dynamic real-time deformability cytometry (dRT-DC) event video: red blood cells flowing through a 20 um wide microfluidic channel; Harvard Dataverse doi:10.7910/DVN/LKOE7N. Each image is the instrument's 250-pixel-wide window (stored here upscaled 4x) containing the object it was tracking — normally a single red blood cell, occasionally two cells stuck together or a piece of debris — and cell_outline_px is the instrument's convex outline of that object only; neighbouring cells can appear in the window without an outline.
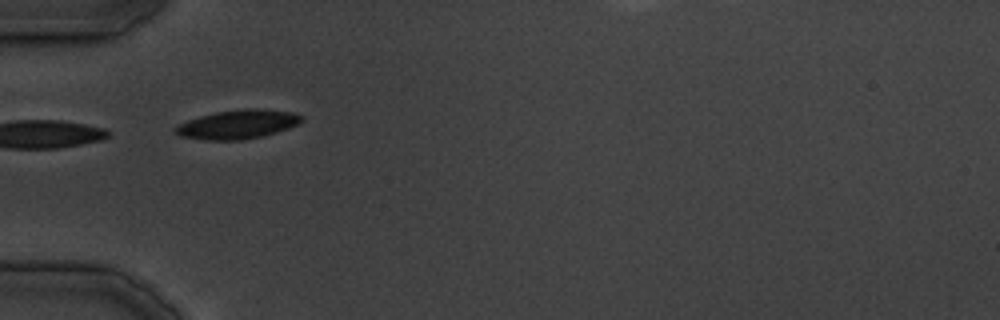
{"species": "common noctule bat (a hibernating species)", "species_latin": "Nyctalus noctula", "temperature_condition": "cold", "stored_images_in_passage": 17, "camera_frame_rate_fps": 3000, "um_per_image_px": 0.085, "animal": {"sex": "male", "body_mass_g": 19.5, "forearm_length_mm": 54.6}, "frame": {"image": 1, "passage_image": 1, "time_ms": 0.0, "image_size_px": [1000, 320], "cell_outline_px": [[304, 120], [300, 124], [276, 132], [260, 136], [240, 140], [204, 140], [180, 136], [172, 128], [188, 120], [200, 116], [216, 112], [244, 108], [260, 108], [292, 112], [304, 116]], "centroid_in_image_um": [20.24, 10.56], "position_along_channel_um": 64.8, "area_um2": 21.33}}
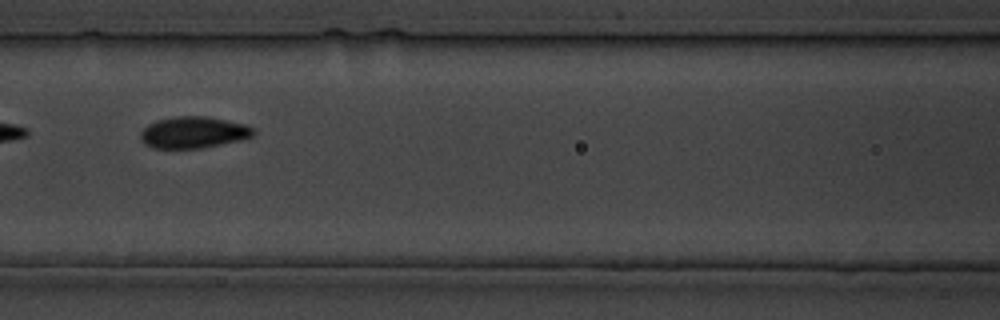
{"frame": {"image": 2, "passage_image": 6, "time_ms": 6.0, "image_size_px": [1000, 320], "cell_outline_px": [[256, 132], [252, 136], [244, 140], [204, 148], [152, 148], [144, 144], [140, 140], [140, 132], [148, 124], [156, 120], [176, 116], [204, 116], [244, 124], [252, 128]], "centroid_in_image_um": [16.43, 11.27], "position_along_channel_um": 150.2, "area_um2": 20.92}}
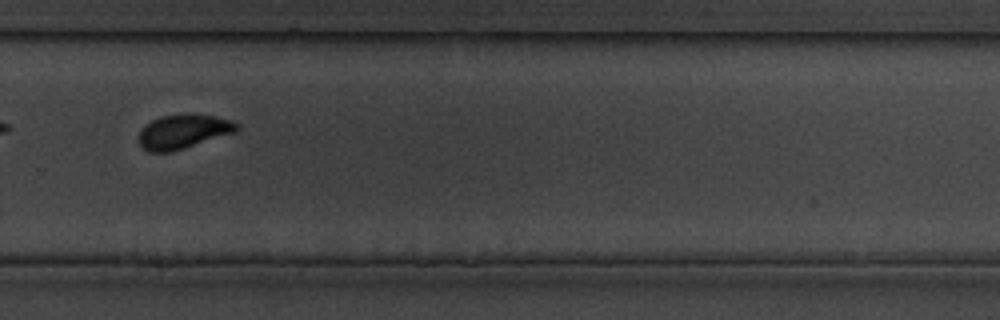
{"frame": {"image": 3, "passage_image": 15, "time_ms": 17.333, "image_size_px": [1000, 320], "cell_outline_px": [[240, 128], [236, 132], [172, 152], [148, 152], [140, 144], [140, 128], [152, 120], [160, 116], [212, 116], [232, 120], [240, 124]], "centroid_in_image_um": [15.59, 11.22], "position_along_channel_um": 314.2, "area_um2": 19.07}}